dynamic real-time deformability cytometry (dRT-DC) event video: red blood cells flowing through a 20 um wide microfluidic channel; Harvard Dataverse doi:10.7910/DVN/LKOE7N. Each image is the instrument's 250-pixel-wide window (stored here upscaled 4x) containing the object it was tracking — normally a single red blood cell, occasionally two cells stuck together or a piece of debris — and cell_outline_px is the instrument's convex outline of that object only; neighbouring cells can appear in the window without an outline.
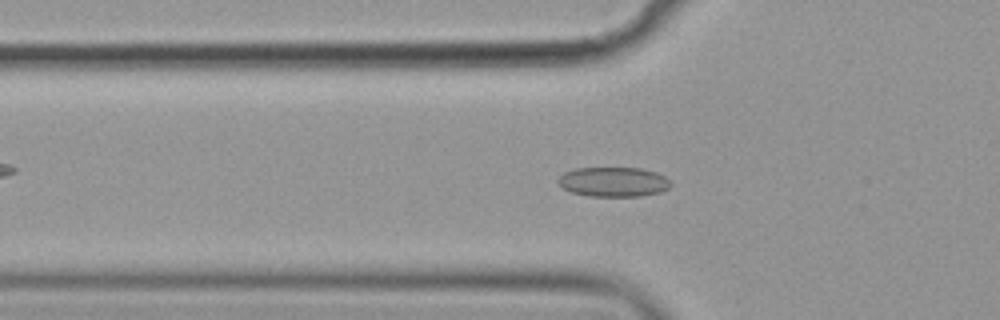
{"species": "common noctule bat (a hibernating species)", "species_latin": "Nyctalus noctula", "temperature_condition": "cold", "stored_images_in_passage": 45, "camera_frame_rate_fps": 3000, "um_per_image_px": 0.085, "animal": {"sex": "female", "body_mass_g": 19.9}, "frame": {"image": 1, "passage_image": 8, "time_ms": 2.333, "image_size_px": [1000, 320], "cell_outline_px": [[672, 184], [668, 188], [660, 192], [640, 196], [588, 196], [572, 192], [564, 188], [556, 180], [564, 172], [576, 168], [640, 168], [656, 172], [664, 176]], "centroid_in_image_um": [52.14, 15.46], "position_along_channel_um": 73.7, "area_um2": 19.36}}
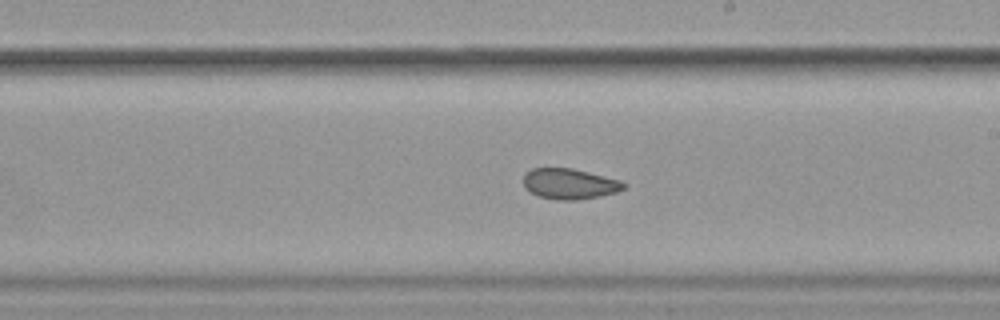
{"frame": {"image": 2, "passage_image": 22, "time_ms": 7.0, "image_size_px": [1000, 320], "cell_outline_px": [[628, 184], [624, 188], [616, 192], [600, 196], [576, 200], [556, 200], [536, 196], [524, 188], [524, 172], [532, 168], [572, 168], [620, 180]], "centroid_in_image_um": [48.38, 15.63], "position_along_channel_um": 240.6, "area_um2": 18.03}}
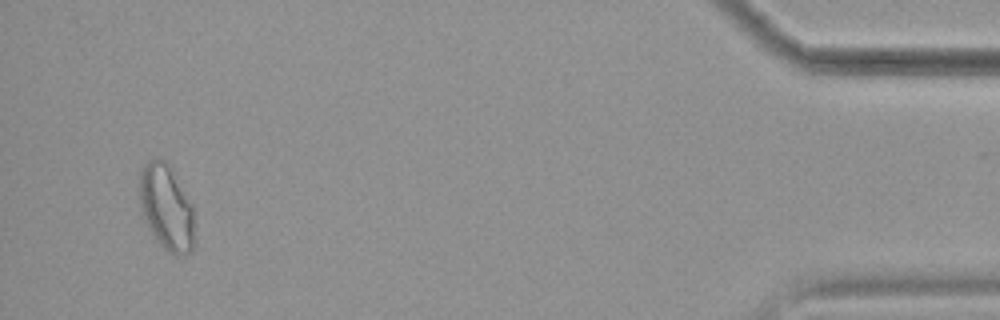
{"frame": {"image": 3, "passage_image": 43, "time_ms": 14.0, "image_size_px": [1000, 320], "cell_outline_px": [[192, 248], [188, 252], [168, 252], [156, 240], [140, 212], [140, 168], [148, 160], [156, 156], [160, 156], [168, 160], [192, 204]], "centroid_in_image_um": [14.09, 17.49], "position_along_channel_um": 421.1, "area_um2": 27.28}, "authors_computed_cell_mechanics": {"area_um2": 19.363, "velocity_mm_per_s": 3.5832, "shape_relaxation_time_tau1_ms": null, "shape_relaxation_time_tau2_ms": 3.0797, "deformation_change_tau1": null, "deformation_change_tau2": 0.0668}}